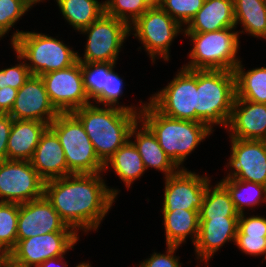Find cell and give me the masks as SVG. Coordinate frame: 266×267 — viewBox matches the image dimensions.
<instances>
[{"instance_id":"obj_4","label":"cell","mask_w":266,"mask_h":267,"mask_svg":"<svg viewBox=\"0 0 266 267\" xmlns=\"http://www.w3.org/2000/svg\"><path fill=\"white\" fill-rule=\"evenodd\" d=\"M235 97L234 71L197 70L196 122L227 128Z\"/></svg>"},{"instance_id":"obj_12","label":"cell","mask_w":266,"mask_h":267,"mask_svg":"<svg viewBox=\"0 0 266 267\" xmlns=\"http://www.w3.org/2000/svg\"><path fill=\"white\" fill-rule=\"evenodd\" d=\"M40 77L51 103L60 113H71L92 103L84 88L81 62Z\"/></svg>"},{"instance_id":"obj_41","label":"cell","mask_w":266,"mask_h":267,"mask_svg":"<svg viewBox=\"0 0 266 267\" xmlns=\"http://www.w3.org/2000/svg\"><path fill=\"white\" fill-rule=\"evenodd\" d=\"M13 118L9 114H0V161L7 160V144Z\"/></svg>"},{"instance_id":"obj_14","label":"cell","mask_w":266,"mask_h":267,"mask_svg":"<svg viewBox=\"0 0 266 267\" xmlns=\"http://www.w3.org/2000/svg\"><path fill=\"white\" fill-rule=\"evenodd\" d=\"M164 179V203L161 211L199 210L207 185L211 182L206 175H198L186 168L179 169Z\"/></svg>"},{"instance_id":"obj_5","label":"cell","mask_w":266,"mask_h":267,"mask_svg":"<svg viewBox=\"0 0 266 267\" xmlns=\"http://www.w3.org/2000/svg\"><path fill=\"white\" fill-rule=\"evenodd\" d=\"M11 37V45L17 59L30 62L26 61V65L31 75L41 76L70 67L78 61V52L45 33L18 29Z\"/></svg>"},{"instance_id":"obj_48","label":"cell","mask_w":266,"mask_h":267,"mask_svg":"<svg viewBox=\"0 0 266 267\" xmlns=\"http://www.w3.org/2000/svg\"><path fill=\"white\" fill-rule=\"evenodd\" d=\"M77 267H91V265H90V263L87 261V263H85V262H80L79 264H78V266Z\"/></svg>"},{"instance_id":"obj_32","label":"cell","mask_w":266,"mask_h":267,"mask_svg":"<svg viewBox=\"0 0 266 267\" xmlns=\"http://www.w3.org/2000/svg\"><path fill=\"white\" fill-rule=\"evenodd\" d=\"M116 63L81 62V71L86 94L94 100L105 88L106 76Z\"/></svg>"},{"instance_id":"obj_42","label":"cell","mask_w":266,"mask_h":267,"mask_svg":"<svg viewBox=\"0 0 266 267\" xmlns=\"http://www.w3.org/2000/svg\"><path fill=\"white\" fill-rule=\"evenodd\" d=\"M17 89L10 86L0 89V114H9L17 96Z\"/></svg>"},{"instance_id":"obj_8","label":"cell","mask_w":266,"mask_h":267,"mask_svg":"<svg viewBox=\"0 0 266 267\" xmlns=\"http://www.w3.org/2000/svg\"><path fill=\"white\" fill-rule=\"evenodd\" d=\"M87 35L84 58L78 54L79 62L116 63L124 40L130 36V26L105 12L87 28L80 31Z\"/></svg>"},{"instance_id":"obj_13","label":"cell","mask_w":266,"mask_h":267,"mask_svg":"<svg viewBox=\"0 0 266 267\" xmlns=\"http://www.w3.org/2000/svg\"><path fill=\"white\" fill-rule=\"evenodd\" d=\"M79 240L77 232H52L17 240L9 258L24 267H36L50 258L64 256Z\"/></svg>"},{"instance_id":"obj_28","label":"cell","mask_w":266,"mask_h":267,"mask_svg":"<svg viewBox=\"0 0 266 267\" xmlns=\"http://www.w3.org/2000/svg\"><path fill=\"white\" fill-rule=\"evenodd\" d=\"M67 22L80 32L95 22L104 12V1L98 0H56Z\"/></svg>"},{"instance_id":"obj_40","label":"cell","mask_w":266,"mask_h":267,"mask_svg":"<svg viewBox=\"0 0 266 267\" xmlns=\"http://www.w3.org/2000/svg\"><path fill=\"white\" fill-rule=\"evenodd\" d=\"M166 254L154 252L150 258L141 261L137 267H182L179 256H174L179 246L167 245Z\"/></svg>"},{"instance_id":"obj_39","label":"cell","mask_w":266,"mask_h":267,"mask_svg":"<svg viewBox=\"0 0 266 267\" xmlns=\"http://www.w3.org/2000/svg\"><path fill=\"white\" fill-rule=\"evenodd\" d=\"M236 235L266 236V217L260 215L245 217L244 213L239 214Z\"/></svg>"},{"instance_id":"obj_3","label":"cell","mask_w":266,"mask_h":267,"mask_svg":"<svg viewBox=\"0 0 266 267\" xmlns=\"http://www.w3.org/2000/svg\"><path fill=\"white\" fill-rule=\"evenodd\" d=\"M139 120L152 131L161 148L179 169H184L182 164L187 156L212 133L204 123L168 117L150 102L144 103Z\"/></svg>"},{"instance_id":"obj_22","label":"cell","mask_w":266,"mask_h":267,"mask_svg":"<svg viewBox=\"0 0 266 267\" xmlns=\"http://www.w3.org/2000/svg\"><path fill=\"white\" fill-rule=\"evenodd\" d=\"M184 32H213L236 28L233 0H205Z\"/></svg>"},{"instance_id":"obj_33","label":"cell","mask_w":266,"mask_h":267,"mask_svg":"<svg viewBox=\"0 0 266 267\" xmlns=\"http://www.w3.org/2000/svg\"><path fill=\"white\" fill-rule=\"evenodd\" d=\"M123 86V79L120 78L117 72L115 73L113 67L106 76L105 88L93 101L96 102V105L100 103L103 106L118 107L139 115L144 107L142 101L140 108L135 106L119 105V99L123 94Z\"/></svg>"},{"instance_id":"obj_25","label":"cell","mask_w":266,"mask_h":267,"mask_svg":"<svg viewBox=\"0 0 266 267\" xmlns=\"http://www.w3.org/2000/svg\"><path fill=\"white\" fill-rule=\"evenodd\" d=\"M112 167L127 189L143 176L146 169L131 139L127 140L104 164V172Z\"/></svg>"},{"instance_id":"obj_44","label":"cell","mask_w":266,"mask_h":267,"mask_svg":"<svg viewBox=\"0 0 266 267\" xmlns=\"http://www.w3.org/2000/svg\"><path fill=\"white\" fill-rule=\"evenodd\" d=\"M149 8L160 7L163 0H143Z\"/></svg>"},{"instance_id":"obj_6","label":"cell","mask_w":266,"mask_h":267,"mask_svg":"<svg viewBox=\"0 0 266 267\" xmlns=\"http://www.w3.org/2000/svg\"><path fill=\"white\" fill-rule=\"evenodd\" d=\"M236 28H225L213 32H184L191 38L193 48L188 54L190 62L182 66L188 70H228L234 71L240 59L239 35ZM233 30V31H232Z\"/></svg>"},{"instance_id":"obj_34","label":"cell","mask_w":266,"mask_h":267,"mask_svg":"<svg viewBox=\"0 0 266 267\" xmlns=\"http://www.w3.org/2000/svg\"><path fill=\"white\" fill-rule=\"evenodd\" d=\"M105 13L132 25L149 7L143 0H106Z\"/></svg>"},{"instance_id":"obj_17","label":"cell","mask_w":266,"mask_h":267,"mask_svg":"<svg viewBox=\"0 0 266 267\" xmlns=\"http://www.w3.org/2000/svg\"><path fill=\"white\" fill-rule=\"evenodd\" d=\"M59 113L51 103L41 77L30 75L17 91L9 115L14 120H35L49 125Z\"/></svg>"},{"instance_id":"obj_26","label":"cell","mask_w":266,"mask_h":267,"mask_svg":"<svg viewBox=\"0 0 266 267\" xmlns=\"http://www.w3.org/2000/svg\"><path fill=\"white\" fill-rule=\"evenodd\" d=\"M235 25H242L243 30L253 37L266 36V3L265 0H233Z\"/></svg>"},{"instance_id":"obj_46","label":"cell","mask_w":266,"mask_h":267,"mask_svg":"<svg viewBox=\"0 0 266 267\" xmlns=\"http://www.w3.org/2000/svg\"><path fill=\"white\" fill-rule=\"evenodd\" d=\"M22 3H24L29 9L33 7V4H37L40 1L42 2L43 0H20Z\"/></svg>"},{"instance_id":"obj_29","label":"cell","mask_w":266,"mask_h":267,"mask_svg":"<svg viewBox=\"0 0 266 267\" xmlns=\"http://www.w3.org/2000/svg\"><path fill=\"white\" fill-rule=\"evenodd\" d=\"M228 190L235 209L239 214L244 213L245 208H253L259 203L266 202V186L238 180L235 178H224L220 181Z\"/></svg>"},{"instance_id":"obj_20","label":"cell","mask_w":266,"mask_h":267,"mask_svg":"<svg viewBox=\"0 0 266 267\" xmlns=\"http://www.w3.org/2000/svg\"><path fill=\"white\" fill-rule=\"evenodd\" d=\"M30 163L44 181L73 174L68 169L60 140L49 126L42 133Z\"/></svg>"},{"instance_id":"obj_19","label":"cell","mask_w":266,"mask_h":267,"mask_svg":"<svg viewBox=\"0 0 266 267\" xmlns=\"http://www.w3.org/2000/svg\"><path fill=\"white\" fill-rule=\"evenodd\" d=\"M238 218H199V232L194 244L197 259L208 262L226 242H235Z\"/></svg>"},{"instance_id":"obj_1","label":"cell","mask_w":266,"mask_h":267,"mask_svg":"<svg viewBox=\"0 0 266 267\" xmlns=\"http://www.w3.org/2000/svg\"><path fill=\"white\" fill-rule=\"evenodd\" d=\"M102 175L70 174L44 183V196L77 233L96 231L116 200L118 189H110Z\"/></svg>"},{"instance_id":"obj_24","label":"cell","mask_w":266,"mask_h":267,"mask_svg":"<svg viewBox=\"0 0 266 267\" xmlns=\"http://www.w3.org/2000/svg\"><path fill=\"white\" fill-rule=\"evenodd\" d=\"M166 245L180 246L188 235L195 244L199 232V210L162 211Z\"/></svg>"},{"instance_id":"obj_38","label":"cell","mask_w":266,"mask_h":267,"mask_svg":"<svg viewBox=\"0 0 266 267\" xmlns=\"http://www.w3.org/2000/svg\"><path fill=\"white\" fill-rule=\"evenodd\" d=\"M235 245L246 255L264 256L266 260V236L236 235Z\"/></svg>"},{"instance_id":"obj_23","label":"cell","mask_w":266,"mask_h":267,"mask_svg":"<svg viewBox=\"0 0 266 267\" xmlns=\"http://www.w3.org/2000/svg\"><path fill=\"white\" fill-rule=\"evenodd\" d=\"M49 125L35 120H14L7 144V160L30 161Z\"/></svg>"},{"instance_id":"obj_9","label":"cell","mask_w":266,"mask_h":267,"mask_svg":"<svg viewBox=\"0 0 266 267\" xmlns=\"http://www.w3.org/2000/svg\"><path fill=\"white\" fill-rule=\"evenodd\" d=\"M133 26V27H132ZM183 27L175 21L161 7L149 8L143 13L132 25L130 31L133 30L135 38L141 41L144 50L148 52L152 62L158 56L169 60V50L171 43L179 35L184 33Z\"/></svg>"},{"instance_id":"obj_35","label":"cell","mask_w":266,"mask_h":267,"mask_svg":"<svg viewBox=\"0 0 266 267\" xmlns=\"http://www.w3.org/2000/svg\"><path fill=\"white\" fill-rule=\"evenodd\" d=\"M205 0H163L161 8L181 26L188 25Z\"/></svg>"},{"instance_id":"obj_2","label":"cell","mask_w":266,"mask_h":267,"mask_svg":"<svg viewBox=\"0 0 266 267\" xmlns=\"http://www.w3.org/2000/svg\"><path fill=\"white\" fill-rule=\"evenodd\" d=\"M90 103L72 113L83 124L98 158L106 161L129 140L132 126L139 120L137 113L127 110Z\"/></svg>"},{"instance_id":"obj_11","label":"cell","mask_w":266,"mask_h":267,"mask_svg":"<svg viewBox=\"0 0 266 267\" xmlns=\"http://www.w3.org/2000/svg\"><path fill=\"white\" fill-rule=\"evenodd\" d=\"M44 183L30 161H0V202L21 204L42 198Z\"/></svg>"},{"instance_id":"obj_47","label":"cell","mask_w":266,"mask_h":267,"mask_svg":"<svg viewBox=\"0 0 266 267\" xmlns=\"http://www.w3.org/2000/svg\"><path fill=\"white\" fill-rule=\"evenodd\" d=\"M4 267H24V266H20V265L14 263L11 259H9V260L5 263Z\"/></svg>"},{"instance_id":"obj_10","label":"cell","mask_w":266,"mask_h":267,"mask_svg":"<svg viewBox=\"0 0 266 267\" xmlns=\"http://www.w3.org/2000/svg\"><path fill=\"white\" fill-rule=\"evenodd\" d=\"M197 70L180 68L176 77L153 94L149 102L162 114L196 122Z\"/></svg>"},{"instance_id":"obj_27","label":"cell","mask_w":266,"mask_h":267,"mask_svg":"<svg viewBox=\"0 0 266 267\" xmlns=\"http://www.w3.org/2000/svg\"><path fill=\"white\" fill-rule=\"evenodd\" d=\"M241 62L234 69L235 98L266 104V67L253 68L246 72Z\"/></svg>"},{"instance_id":"obj_7","label":"cell","mask_w":266,"mask_h":267,"mask_svg":"<svg viewBox=\"0 0 266 267\" xmlns=\"http://www.w3.org/2000/svg\"><path fill=\"white\" fill-rule=\"evenodd\" d=\"M49 127L58 136L73 174L104 172V163L98 158L83 124L72 112L59 113Z\"/></svg>"},{"instance_id":"obj_30","label":"cell","mask_w":266,"mask_h":267,"mask_svg":"<svg viewBox=\"0 0 266 267\" xmlns=\"http://www.w3.org/2000/svg\"><path fill=\"white\" fill-rule=\"evenodd\" d=\"M211 186L209 182L199 209V218L239 217L227 188L221 182H217L213 188Z\"/></svg>"},{"instance_id":"obj_21","label":"cell","mask_w":266,"mask_h":267,"mask_svg":"<svg viewBox=\"0 0 266 267\" xmlns=\"http://www.w3.org/2000/svg\"><path fill=\"white\" fill-rule=\"evenodd\" d=\"M139 124H142L141 127ZM138 127L140 128L138 129ZM133 136L135 140L132 142L138 150L146 170L149 167L155 168L162 171L165 178L179 170L161 148L152 131L140 120H137L130 130L129 139Z\"/></svg>"},{"instance_id":"obj_45","label":"cell","mask_w":266,"mask_h":267,"mask_svg":"<svg viewBox=\"0 0 266 267\" xmlns=\"http://www.w3.org/2000/svg\"><path fill=\"white\" fill-rule=\"evenodd\" d=\"M9 254L0 252V267H4L5 263L9 260Z\"/></svg>"},{"instance_id":"obj_16","label":"cell","mask_w":266,"mask_h":267,"mask_svg":"<svg viewBox=\"0 0 266 267\" xmlns=\"http://www.w3.org/2000/svg\"><path fill=\"white\" fill-rule=\"evenodd\" d=\"M52 232H76L61 219L45 196L19 204L17 240Z\"/></svg>"},{"instance_id":"obj_43","label":"cell","mask_w":266,"mask_h":267,"mask_svg":"<svg viewBox=\"0 0 266 267\" xmlns=\"http://www.w3.org/2000/svg\"><path fill=\"white\" fill-rule=\"evenodd\" d=\"M63 260H64V256L50 258L36 267H68V265L66 264L67 262L64 261L63 263ZM77 266L78 265H76L75 267Z\"/></svg>"},{"instance_id":"obj_36","label":"cell","mask_w":266,"mask_h":267,"mask_svg":"<svg viewBox=\"0 0 266 267\" xmlns=\"http://www.w3.org/2000/svg\"><path fill=\"white\" fill-rule=\"evenodd\" d=\"M29 8L20 0H0V38L14 27Z\"/></svg>"},{"instance_id":"obj_18","label":"cell","mask_w":266,"mask_h":267,"mask_svg":"<svg viewBox=\"0 0 266 267\" xmlns=\"http://www.w3.org/2000/svg\"><path fill=\"white\" fill-rule=\"evenodd\" d=\"M227 129L230 138L266 141V104L235 98Z\"/></svg>"},{"instance_id":"obj_15","label":"cell","mask_w":266,"mask_h":267,"mask_svg":"<svg viewBox=\"0 0 266 267\" xmlns=\"http://www.w3.org/2000/svg\"><path fill=\"white\" fill-rule=\"evenodd\" d=\"M231 156L224 178H235L266 186V141L231 138Z\"/></svg>"},{"instance_id":"obj_37","label":"cell","mask_w":266,"mask_h":267,"mask_svg":"<svg viewBox=\"0 0 266 267\" xmlns=\"http://www.w3.org/2000/svg\"><path fill=\"white\" fill-rule=\"evenodd\" d=\"M31 73L28 66L26 65V60L15 66L1 69L0 70V89L3 87L10 86L19 90L25 83V81L30 77Z\"/></svg>"},{"instance_id":"obj_31","label":"cell","mask_w":266,"mask_h":267,"mask_svg":"<svg viewBox=\"0 0 266 267\" xmlns=\"http://www.w3.org/2000/svg\"><path fill=\"white\" fill-rule=\"evenodd\" d=\"M19 204L0 202V252L9 254L17 244Z\"/></svg>"}]
</instances>
